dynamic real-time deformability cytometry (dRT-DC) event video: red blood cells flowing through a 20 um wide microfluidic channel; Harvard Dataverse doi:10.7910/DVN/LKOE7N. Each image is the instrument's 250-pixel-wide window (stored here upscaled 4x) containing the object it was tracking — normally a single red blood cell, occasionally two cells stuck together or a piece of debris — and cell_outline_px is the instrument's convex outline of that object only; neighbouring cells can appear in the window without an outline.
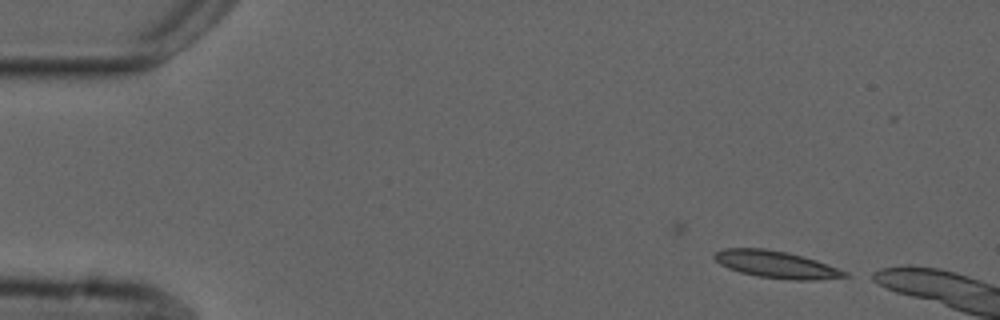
{"species": "common noctule bat (a hibernating species)", "species_latin": "Nyctalus noctula", "temperature_condition": "cold", "stored_images_in_passage": 6, "camera_frame_rate_fps": 3000, "um_per_image_px": 0.085, "animal": {"sex": "male", "forearm_length_mm": 52.5}, "frame": {"image": 1, "passage_image": 2, "time_ms": 1.333, "image_size_px": [1000, 320], "cell_outline_px": [[852, 276], [816, 280], [792, 280], [760, 276], [740, 272], [728, 268], [720, 264], [712, 256], [716, 252], [724, 248], [764, 248], [788, 252], [816, 260], [848, 272]], "centroid_in_image_um": [66.0, 22.48], "position_along_channel_um": 19.0, "area_um2": 20.52}}
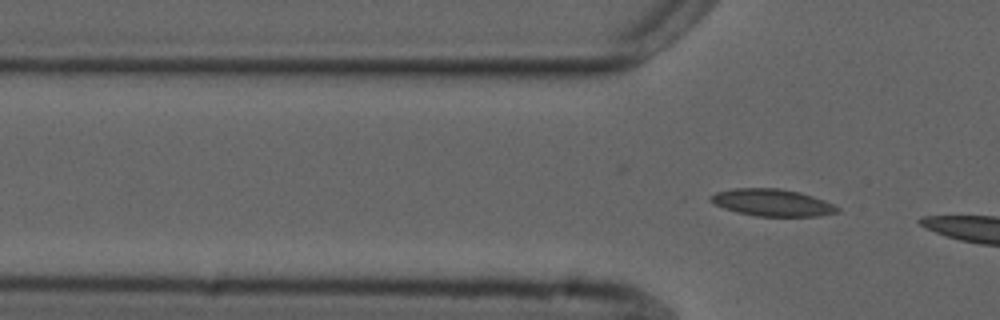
{"frame": {"image": 2, "passage_image": 6, "time_ms": 7.0, "image_size_px": [1000, 320], "cell_outline_px": [[840, 212], [820, 216], [756, 216], [736, 212], [724, 208], [708, 200], [708, 196], [716, 192], [732, 188], [780, 188], [800, 192], [824, 200], [840, 208]], "centroid_in_image_um": [65.63, 17.22], "position_along_channel_um": 60.2, "area_um2": 20.11}}